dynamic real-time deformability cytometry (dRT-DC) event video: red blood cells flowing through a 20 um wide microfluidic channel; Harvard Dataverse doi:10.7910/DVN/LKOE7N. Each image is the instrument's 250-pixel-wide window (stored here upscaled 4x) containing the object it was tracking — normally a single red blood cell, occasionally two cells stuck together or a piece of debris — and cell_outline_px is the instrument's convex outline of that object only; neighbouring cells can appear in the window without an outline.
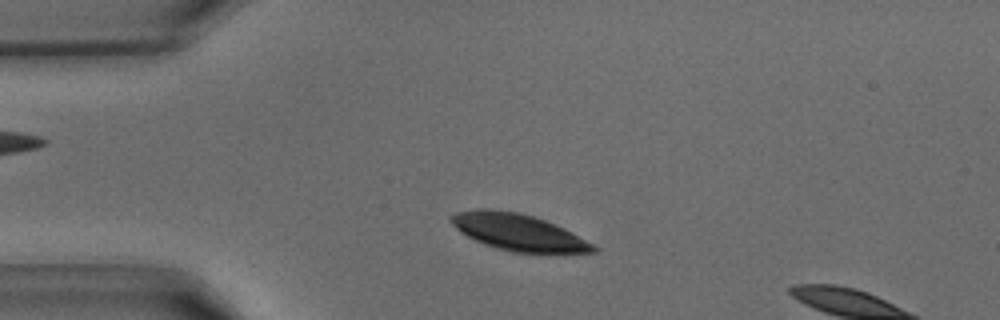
{"species": "common noctule bat (a hibernating species)", "species_latin": "Nyctalus noctula", "temperature_condition": "warm", "stored_images_in_passage": 7, "camera_frame_rate_fps": 3000, "um_per_image_px": 0.085, "animal": {"sex": "male", "body_mass_g": 15.6}, "frame": {"image": 1, "passage_image": 5, "time_ms": 1.333, "image_size_px": [1000, 320], "cell_outline_px": [[600, 248], [596, 252], [564, 256], [512, 252], [496, 248], [484, 244], [460, 232], [448, 220], [448, 216], [456, 212], [480, 208], [492, 208], [520, 212], [544, 220], [564, 228], [572, 232]], "centroid_in_image_um": [44.13, 19.78], "position_along_channel_um": 40.9, "area_um2": 31.5}}